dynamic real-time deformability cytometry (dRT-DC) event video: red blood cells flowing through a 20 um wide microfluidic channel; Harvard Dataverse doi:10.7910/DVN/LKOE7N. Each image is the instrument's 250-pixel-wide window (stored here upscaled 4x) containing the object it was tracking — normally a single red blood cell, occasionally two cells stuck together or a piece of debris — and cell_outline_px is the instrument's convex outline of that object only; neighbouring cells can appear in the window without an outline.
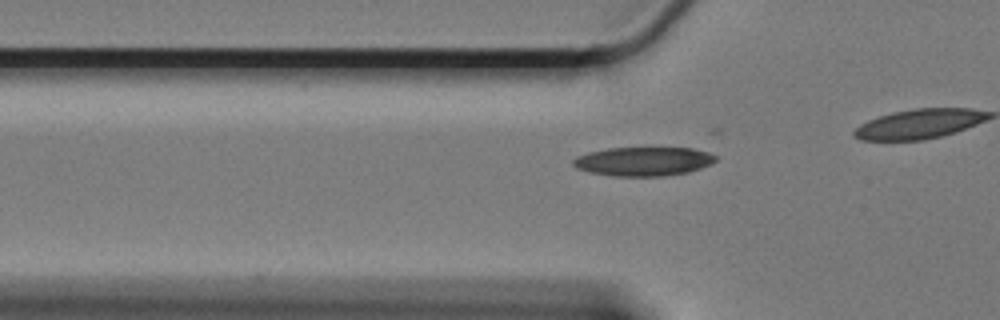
{"species": "Egyptian fruit bat (a non-hibernating species)", "species_latin": "Rousettus aegyptiacus", "temperature_condition": "cold", "stored_images_in_passage": 34, "camera_frame_rate_fps": 3000, "um_per_image_px": 0.085, "animal": {"sex": "female"}, "frame": {"image": 1, "passage_image": 6, "time_ms": 1.667, "image_size_px": [1000, 320], "cell_outline_px": [[716, 160], [700, 168], [688, 172], [664, 176], [612, 176], [588, 172], [576, 168], [572, 164], [572, 160], [576, 156], [588, 152], [608, 148], [652, 144], [692, 148], [708, 152], [716, 156]], "centroid_in_image_um": [54.67, 13.66], "position_along_channel_um": 71.1, "area_um2": 25.26}}
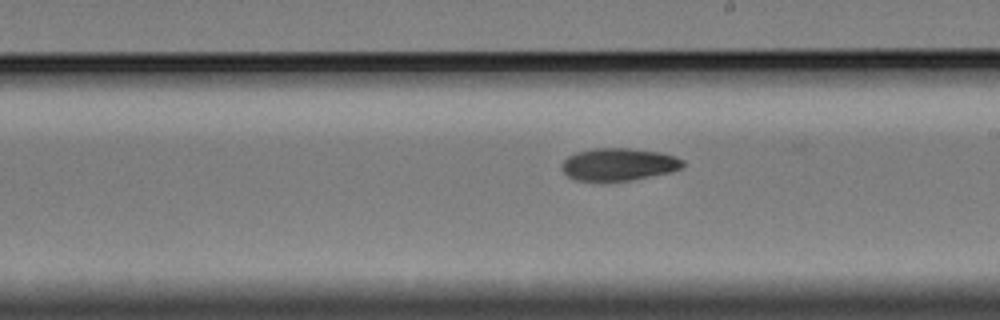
{"frame": {"image": 2, "passage_image": 21, "time_ms": 6.667, "image_size_px": [1000, 320], "cell_outline_px": [[684, 164], [680, 168], [672, 172], [632, 180], [604, 184], [600, 184], [572, 180], [560, 168], [564, 160], [568, 156], [576, 152], [592, 148], [628, 148], [660, 152], [676, 156], [684, 160]], "centroid_in_image_um": [52.53, 14.02], "position_along_channel_um": 236.5, "area_um2": 23.87}}
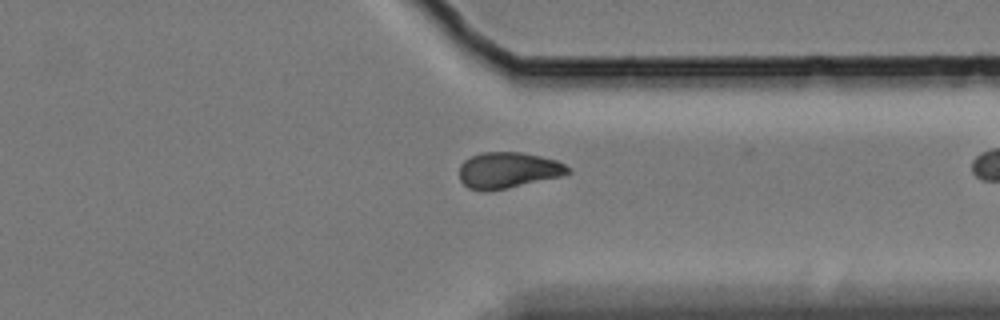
{"frame": {"image": 3, "passage_image": 33, "time_ms": 10.667, "image_size_px": [1000, 320], "cell_outline_px": [[572, 172], [560, 176], [504, 188], [468, 188], [460, 180], [460, 164], [464, 160], [480, 152], [520, 152], [540, 156], [556, 160], [572, 168]], "centroid_in_image_um": [43.21, 14.42], "position_along_channel_um": 368.2, "area_um2": 22.14}}